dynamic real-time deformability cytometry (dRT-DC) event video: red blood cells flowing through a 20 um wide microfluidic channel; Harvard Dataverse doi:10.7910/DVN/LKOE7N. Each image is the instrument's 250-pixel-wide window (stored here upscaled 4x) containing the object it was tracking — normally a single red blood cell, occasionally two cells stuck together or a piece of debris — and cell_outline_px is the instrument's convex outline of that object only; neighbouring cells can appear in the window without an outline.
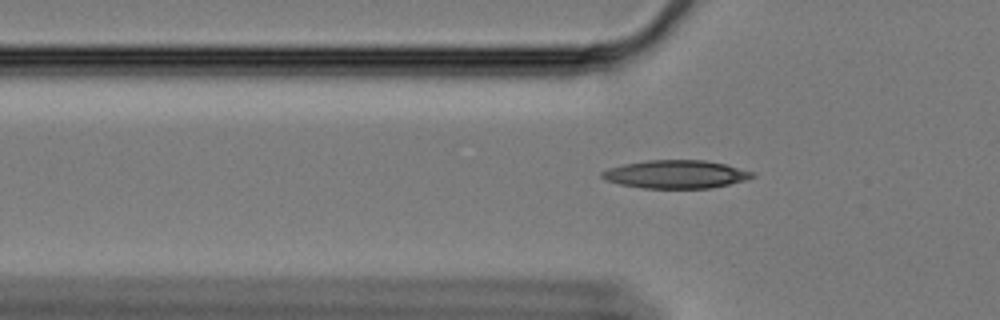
{"species": "Egyptian fruit bat (a non-hibernating species)", "species_latin": "Rousettus aegyptiacus", "temperature_condition": "cold", "stored_images_in_passage": 48, "camera_frame_rate_fps": 3000, "um_per_image_px": 0.085, "animal": {"sex": "female"}, "frame": {"image": 1, "passage_image": 12, "time_ms": 3.667, "image_size_px": [1000, 320], "cell_outline_px": [[756, 176], [744, 180], [712, 188], [644, 188], [620, 184], [604, 180], [600, 176], [600, 172], [608, 168], [624, 164], [648, 160], [704, 160], [724, 164], [756, 172]], "centroid_in_image_um": [57.43, 14.81], "position_along_channel_um": 68.4, "area_um2": 24.68}}
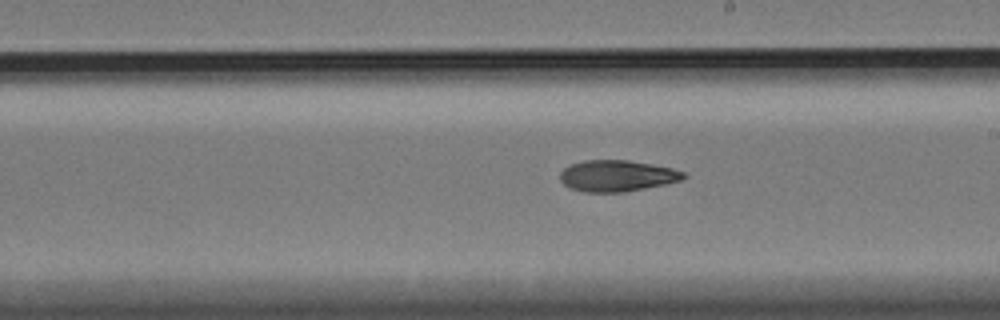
{"frame": {"image": 2, "passage_image": 27, "time_ms": 8.667, "image_size_px": [1000, 320], "cell_outline_px": [[688, 176], [680, 180], [664, 184], [624, 192], [584, 192], [572, 188], [564, 184], [560, 180], [560, 172], [564, 168], [572, 164], [584, 160], [628, 160], [652, 164], [672, 168], [684, 172]], "centroid_in_image_um": [52.44, 14.94], "position_along_channel_um": 236.6, "area_um2": 22.37}}
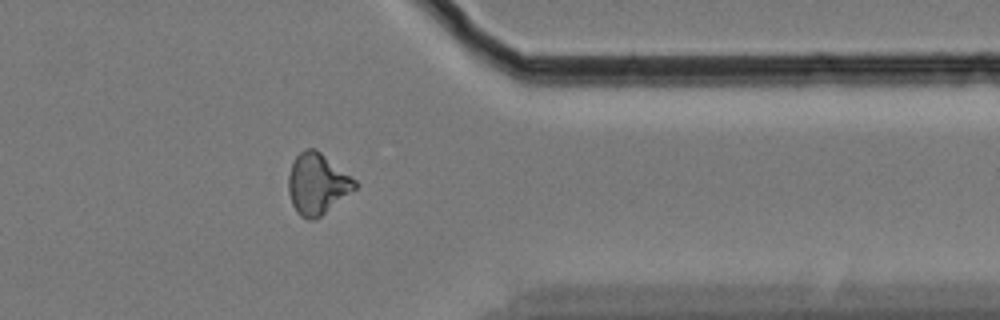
{"frame": {"image": 3, "passage_image": 41, "time_ms": 13.333, "image_size_px": [1000, 320], "cell_outline_px": [[360, 184], [356, 188], [320, 216], [312, 220], [308, 220], [300, 216], [296, 212], [292, 204], [288, 192], [288, 176], [292, 164], [296, 156], [300, 152], [308, 148], [316, 148], [356, 180]], "centroid_in_image_um": [26.96, 15.62], "position_along_channel_um": 384.4, "area_um2": 23.52}}